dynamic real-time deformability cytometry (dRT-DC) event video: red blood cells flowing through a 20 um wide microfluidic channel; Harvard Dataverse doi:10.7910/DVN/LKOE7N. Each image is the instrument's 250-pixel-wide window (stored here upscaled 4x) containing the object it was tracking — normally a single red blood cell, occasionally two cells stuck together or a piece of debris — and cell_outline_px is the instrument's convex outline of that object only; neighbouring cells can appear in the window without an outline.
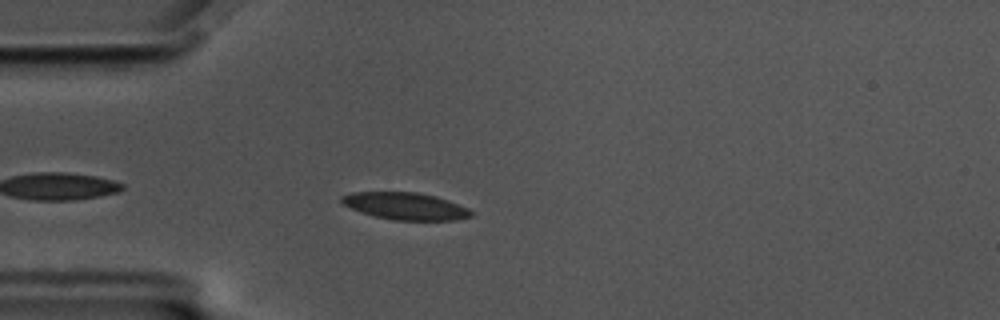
{"species": "common noctule bat (a hibernating species)", "species_latin": "Nyctalus noctula", "temperature_condition": "cold", "stored_images_in_passage": 34, "camera_frame_rate_fps": 3000, "um_per_image_px": 0.085, "animal": {"sex": "male", "body_mass_g": 17.5, "forearm_length_mm": 52.3}, "frame": {"image": 1, "passage_image": 4, "time_ms": 1.0, "image_size_px": [1000, 320], "cell_outline_px": [[472, 216], [456, 220], [392, 220], [376, 216], [352, 208], [344, 204], [340, 200], [340, 196], [352, 192], [416, 192], [436, 196], [448, 200], [468, 208], [472, 212]], "centroid_in_image_um": [34.48, 17.51], "position_along_channel_um": 50.5, "area_um2": 20.29}}
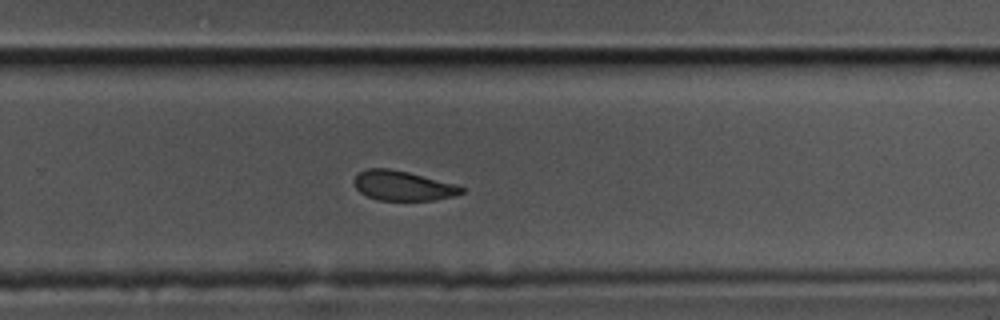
{"frame": {"image": 2, "passage_image": 26, "time_ms": 8.333, "image_size_px": [1000, 320], "cell_outline_px": [[464, 192], [452, 196], [432, 200], [376, 200], [360, 192], [356, 188], [352, 180], [360, 172], [368, 168], [388, 168], [408, 172], [456, 184], [464, 188]], "centroid_in_image_um": [34.22, 15.78], "position_along_channel_um": 295.6, "area_um2": 18.5}}
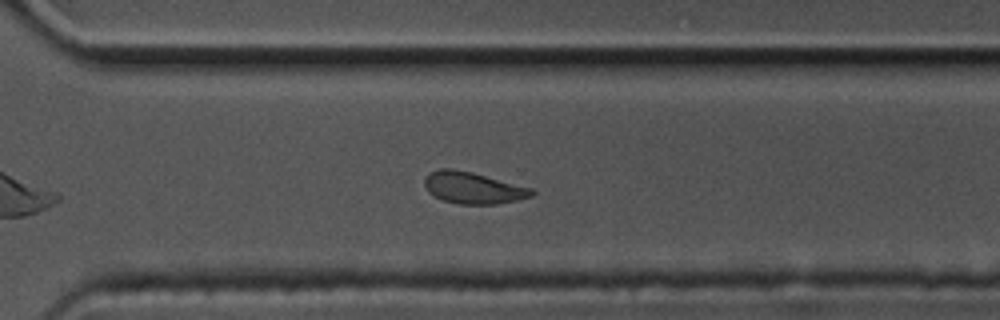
{"frame": {"image": 3, "passage_image": 29, "time_ms": 9.333, "image_size_px": [1000, 320], "cell_outline_px": [[536, 192], [532, 196], [516, 200], [496, 204], [456, 204], [444, 200], [428, 192], [424, 184], [424, 176], [428, 172], [440, 168], [452, 168], [472, 172], [532, 188]], "centroid_in_image_um": [40.18, 15.95], "position_along_channel_um": 330.4, "area_um2": 19.83}, "authors_computed_cell_mechanics": {"area_um2": 20.4034, "velocity_mm_per_s": 3.4815, "shape_relaxation_time_tau1_ms": 6.5151, "shape_relaxation_time_tau2_ms": 3.6791, "deformation_change_tau1": 0.1175, "deformation_change_tau2": 0.0786}}